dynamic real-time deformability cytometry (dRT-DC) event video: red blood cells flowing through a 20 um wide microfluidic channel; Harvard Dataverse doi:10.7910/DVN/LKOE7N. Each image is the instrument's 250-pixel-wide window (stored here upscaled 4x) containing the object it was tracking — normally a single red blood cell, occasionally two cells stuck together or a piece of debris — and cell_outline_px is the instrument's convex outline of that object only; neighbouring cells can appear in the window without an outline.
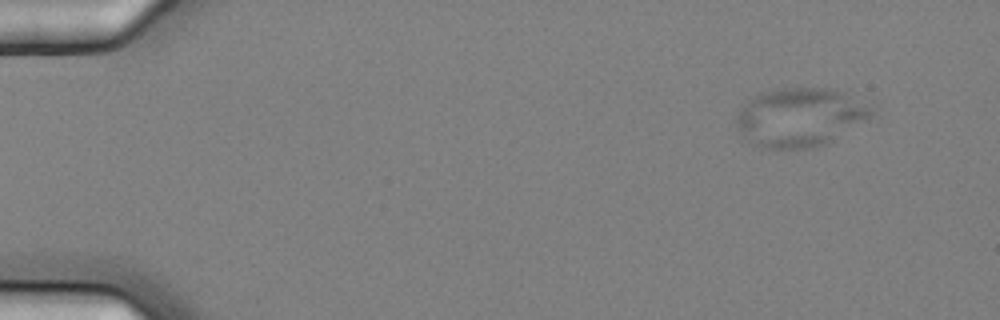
{"species": "common noctule bat (a hibernating species)", "species_latin": "Nyctalus noctula", "temperature_condition": "cold", "stored_images_in_passage": 4, "camera_frame_rate_fps": 3000, "um_per_image_px": 0.085, "animal": {"sex": "female", "body_mass_g": 25.1}, "frame": {"image": 1, "passage_image": 1, "time_ms": 0.0, "image_size_px": [1000, 320], "cell_outline_px": [[872, 112], [868, 116], [828, 144], [816, 148], [768, 148], [752, 144], [736, 128], [736, 116], [740, 108], [748, 100], [756, 96], [768, 92], [784, 88], [836, 88], [844, 92], [872, 108]], "centroid_in_image_um": [67.95, 9.98], "position_along_channel_um": 17.1, "area_um2": 45.49}}